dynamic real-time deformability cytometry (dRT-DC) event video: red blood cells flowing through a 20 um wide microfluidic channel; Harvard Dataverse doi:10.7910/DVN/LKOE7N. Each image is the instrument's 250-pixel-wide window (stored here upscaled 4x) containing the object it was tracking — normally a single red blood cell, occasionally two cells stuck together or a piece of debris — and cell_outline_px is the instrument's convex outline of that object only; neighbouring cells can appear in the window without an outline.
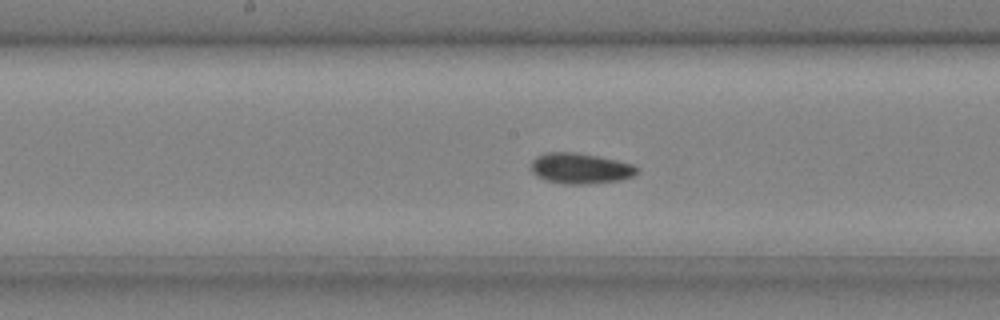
{"species": "common noctule bat (a hibernating species)", "species_latin": "Nyctalus noctula", "temperature_condition": "cold", "stored_images_in_passage": 32, "camera_frame_rate_fps": 3000, "um_per_image_px": 0.085, "animal": {"sex": "male", "body_mass_g": 20.4}, "frame": {"image": 1, "passage_image": 10, "time_ms": 3.0, "image_size_px": [1000, 320], "cell_outline_px": [[640, 168], [632, 176], [620, 180], [584, 184], [568, 184], [548, 180], [532, 172], [532, 160], [536, 156], [544, 152], [576, 152], [600, 156], [632, 164]], "centroid_in_image_um": [49.34, 14.29], "position_along_channel_um": 198.9, "area_um2": 18.73}}
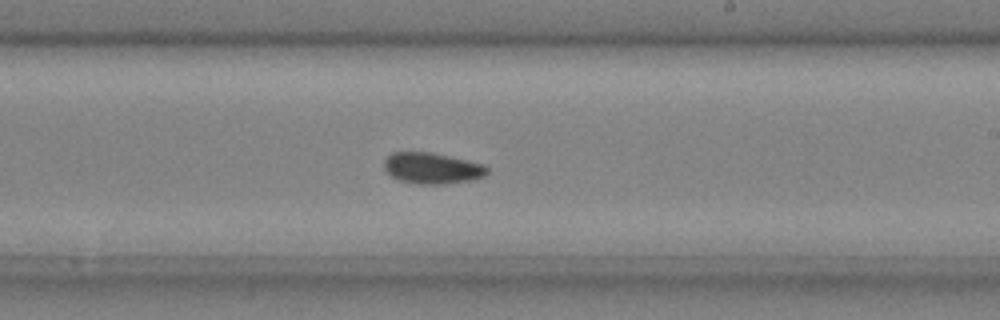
{"frame": {"image": 2, "passage_image": 14, "time_ms": 4.333, "image_size_px": [1000, 320], "cell_outline_px": [[488, 172], [484, 176], [472, 180], [444, 184], [416, 184], [400, 180], [392, 176], [384, 168], [384, 160], [392, 152], [432, 152], [484, 164], [488, 168]], "centroid_in_image_um": [36.74, 14.3], "position_along_channel_um": 252.3, "area_um2": 18.67}}